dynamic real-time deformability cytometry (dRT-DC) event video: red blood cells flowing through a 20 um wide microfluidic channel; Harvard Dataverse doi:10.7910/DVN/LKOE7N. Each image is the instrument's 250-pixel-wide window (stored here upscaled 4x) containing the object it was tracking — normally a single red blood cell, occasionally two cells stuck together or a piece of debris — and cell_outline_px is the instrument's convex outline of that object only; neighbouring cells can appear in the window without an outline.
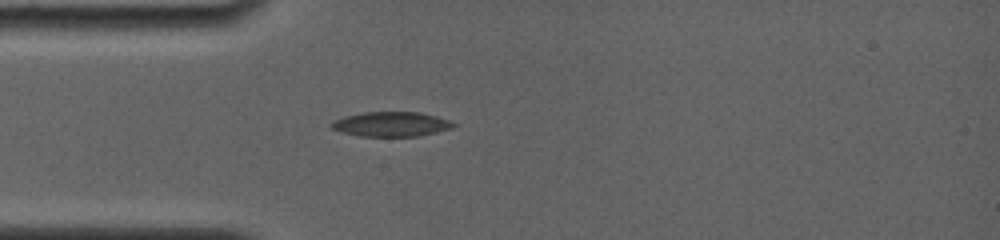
{"species": "common noctule bat (a hibernating species)", "species_latin": "Nyctalus noctula", "temperature_condition": "room temperature", "stored_images_in_passage": 39, "camera_frame_rate_fps": 4000, "um_per_image_px": 0.085, "animal": {"sex": "female", "body_mass_g": 19.0, "forearm_length_mm": 56.7}, "frame": {"image": 1, "passage_image": 5, "time_ms": 3.25, "image_size_px": [1000, 240], "cell_outline_px": [[456, 124], [452, 128], [420, 136], [360, 136], [340, 132], [332, 128], [328, 124], [332, 120], [344, 116], [364, 112], [420, 112], [436, 116], [448, 120]], "centroid_in_image_um": [33.2, 10.55], "position_along_channel_um": 51.8, "area_um2": 17.63}}
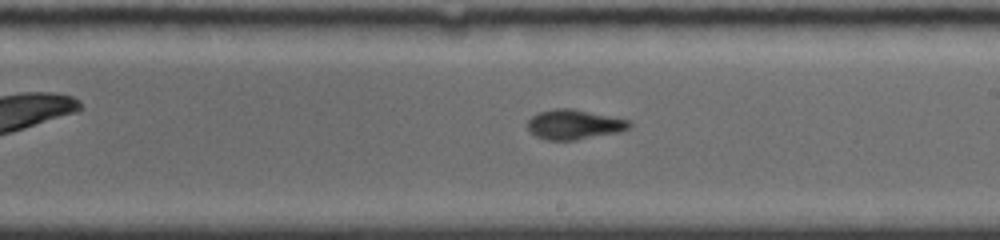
{"frame": {"image": 2, "passage_image": 20, "time_ms": 8.25, "image_size_px": [1000, 240], "cell_outline_px": [[632, 124], [628, 128], [620, 132], [576, 140], [544, 140], [528, 132], [528, 120], [532, 116], [540, 112], [556, 108], [572, 108], [632, 120]], "centroid_in_image_um": [48.82, 10.58], "position_along_channel_um": 240.2, "area_um2": 17.86}}
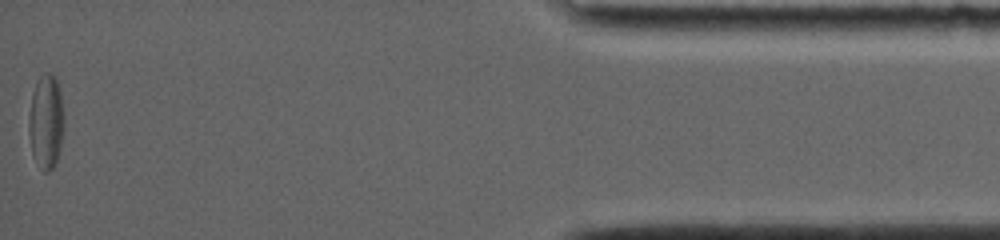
{"frame": {"image": 3, "passage_image": 39, "time_ms": 15.0, "image_size_px": [1000, 240], "cell_outline_px": [[64, 132], [60, 148], [56, 160], [52, 168], [48, 172], [44, 172], [36, 160], [32, 152], [28, 132], [28, 120], [32, 92], [36, 80], [44, 72], [48, 72], [56, 80], [60, 88], [64, 112]], "centroid_in_image_um": [3.92, 10.3], "position_along_channel_um": 431.3, "area_um2": 19.59}, "authors_computed_cell_mechanics": {"area_um2": 18.0336, "velocity_mm_per_s": 3.8678, "shape_relaxation_time_tau1_ms": null, "shape_relaxation_time_tau2_ms": 2.464, "deformation_change_tau1": null, "deformation_change_tau2": 0.0804}}